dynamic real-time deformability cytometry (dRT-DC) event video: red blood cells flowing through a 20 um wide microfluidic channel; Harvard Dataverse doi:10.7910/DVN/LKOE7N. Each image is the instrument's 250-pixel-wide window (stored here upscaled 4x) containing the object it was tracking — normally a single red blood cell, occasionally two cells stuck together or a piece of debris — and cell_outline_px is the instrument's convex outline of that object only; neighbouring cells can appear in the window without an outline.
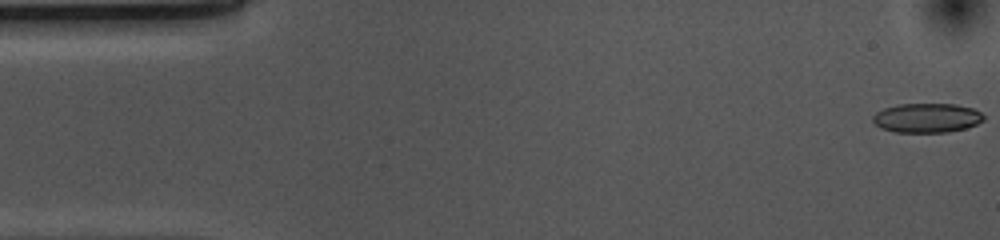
{"species": "common noctule bat (a hibernating species)", "species_latin": "Nyctalus noctula", "temperature_condition": "cold", "stored_images_in_passage": 53, "camera_frame_rate_fps": 3000, "um_per_image_px": 0.085, "animal": {"sex": "female", "body_mass_g": 10.0, "forearm_length_mm": 53.1}, "frame": {"image": 1, "passage_image": 1, "time_ms": 0.0, "image_size_px": [1000, 240], "cell_outline_px": [[984, 120], [976, 124], [964, 128], [948, 132], [896, 132], [880, 128], [872, 120], [872, 116], [876, 112], [884, 108], [896, 104], [956, 104], [972, 108], [980, 112], [984, 116]], "centroid_in_image_um": [78.76, 10.02], "position_along_channel_um": 6.2, "area_um2": 18.96}}
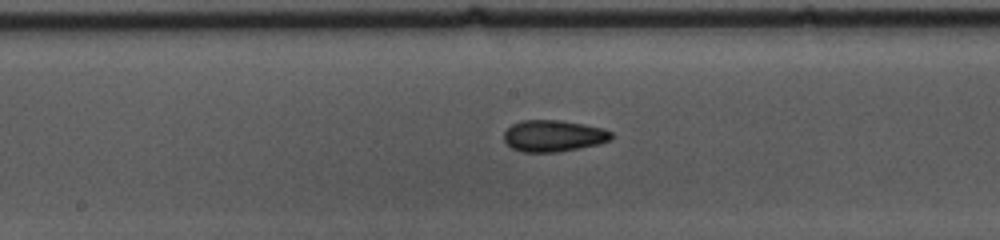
{"frame": {"image": 2, "passage_image": 26, "time_ms": 8.333, "image_size_px": [1000, 240], "cell_outline_px": [[612, 136], [608, 140], [600, 144], [560, 152], [524, 152], [512, 148], [504, 140], [504, 132], [512, 124], [524, 120], [560, 120], [584, 124], [600, 128], [612, 132]], "centroid_in_image_um": [47.03, 11.55], "position_along_channel_um": 201.2, "area_um2": 19.65}}
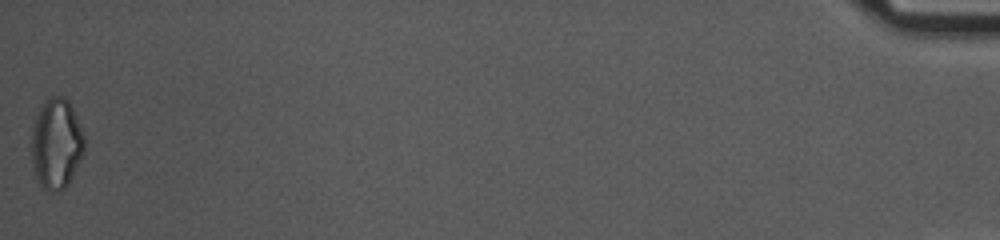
{"frame": {"image": 3, "passage_image": 53, "time_ms": 17.333, "image_size_px": [1000, 240], "cell_outline_px": [[84, 152], [68, 184], [64, 188], [52, 192], [48, 192], [40, 184], [32, 168], [32, 128], [36, 116], [44, 100], [48, 96], [64, 96], [68, 100], [72, 108], [84, 136]], "centroid_in_image_um": [4.77, 12.2], "position_along_channel_um": 430.4, "area_um2": 27.74}, "authors_computed_cell_mechanics": {"area_um2": 19.4786, "velocity_mm_per_s": 3.7105, "shape_relaxation_time_tau1_ms": 6.7932, "shape_relaxation_time_tau2_ms": 3.6922, "deformation_change_tau1": 0.126, "deformation_change_tau2": 0.098}}